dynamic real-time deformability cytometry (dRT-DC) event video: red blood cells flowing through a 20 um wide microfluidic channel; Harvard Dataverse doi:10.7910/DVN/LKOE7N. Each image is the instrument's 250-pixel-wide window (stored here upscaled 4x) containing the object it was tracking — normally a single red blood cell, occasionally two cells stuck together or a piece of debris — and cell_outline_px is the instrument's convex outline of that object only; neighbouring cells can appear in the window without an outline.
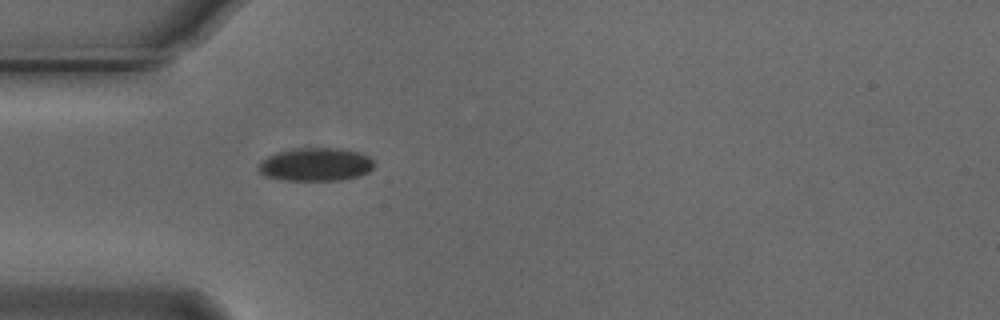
{"species": "Egyptian fruit bat (a non-hibernating species)", "species_latin": "Rousettus aegyptiacus", "temperature_condition": "cold", "stored_images_in_passage": 39, "camera_frame_rate_fps": 3000, "um_per_image_px": 0.085, "animal": {"sex": "male"}, "frame": {"image": 1, "passage_image": 1, "time_ms": 0.0, "image_size_px": [1000, 320], "cell_outline_px": [[372, 168], [368, 172], [360, 176], [340, 180], [280, 180], [264, 176], [260, 172], [260, 160], [276, 152], [296, 148], [340, 148], [360, 152], [368, 156], [372, 160]], "centroid_in_image_um": [26.82, 13.98], "position_along_channel_um": 58.2, "area_um2": 22.43}}
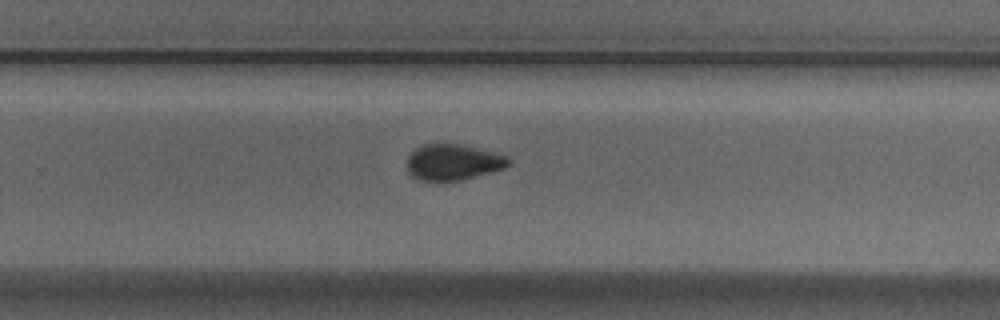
{"frame": {"image": 2, "passage_image": 20, "time_ms": 6.333, "image_size_px": [1000, 320], "cell_outline_px": [[512, 164], [504, 168], [460, 180], [420, 180], [412, 176], [408, 172], [408, 156], [416, 148], [424, 144], [460, 144], [508, 156], [512, 160]], "centroid_in_image_um": [38.53, 13.78], "position_along_channel_um": 291.3, "area_um2": 20.98}}
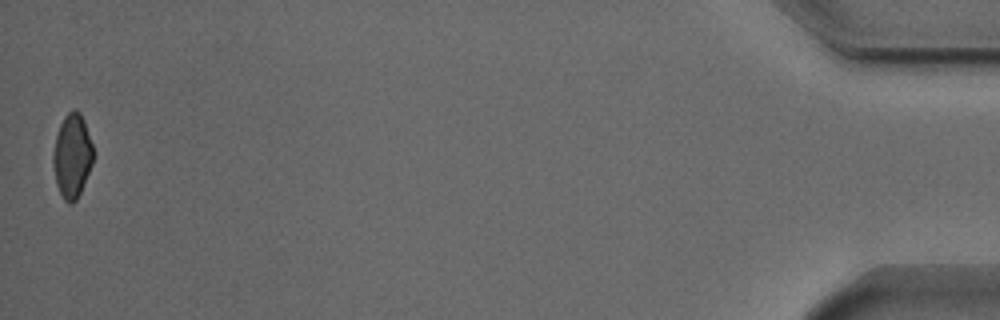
{"frame": {"image": 3, "passage_image": 39, "time_ms": 12.667, "image_size_px": [1000, 320], "cell_outline_px": [[92, 164], [80, 192], [76, 200], [72, 204], [68, 204], [64, 200], [56, 184], [52, 164], [52, 156], [56, 136], [60, 124], [64, 116], [72, 108], [76, 108], [80, 112], [84, 120], [92, 144]], "centroid_in_image_um": [6.11, 13.23], "position_along_channel_um": 429.1, "area_um2": 19.59}, "authors_computed_cell_mechanics": {"area_um2": 21.0392, "velocity_mm_per_s": 3.7404, "shape_relaxation_time_tau1_ms": 2.6854, "shape_relaxation_time_tau2_ms": 11.1641, "deformation_change_tau1": 0.0626, "deformation_change_tau2": 0.113}}